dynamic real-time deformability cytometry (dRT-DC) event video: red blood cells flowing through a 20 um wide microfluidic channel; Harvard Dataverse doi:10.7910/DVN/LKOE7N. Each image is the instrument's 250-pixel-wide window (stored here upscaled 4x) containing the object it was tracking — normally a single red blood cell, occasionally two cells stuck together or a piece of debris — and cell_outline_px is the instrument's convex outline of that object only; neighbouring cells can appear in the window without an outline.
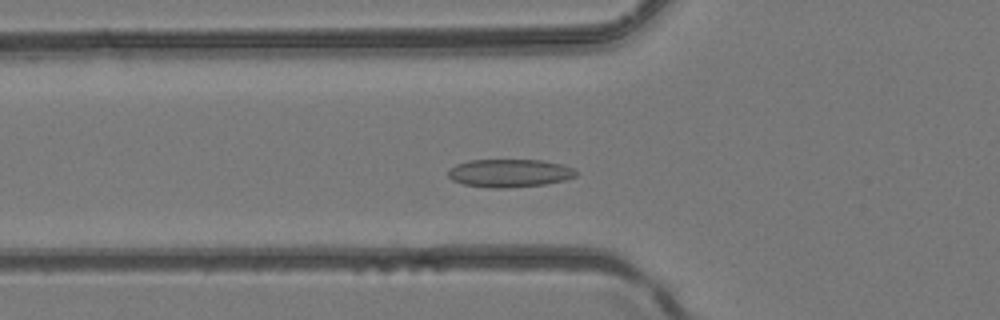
{"species": "common noctule bat (a hibernating species)", "species_latin": "Nyctalus noctula", "temperature_condition": "room temperature", "stored_images_in_passage": 32, "camera_frame_rate_fps": 3000, "um_per_image_px": 0.085, "animal": {"sex": "female", "body_mass_g": 24.6, "forearm_length_mm": 56.2}, "frame": {"image": 1, "passage_image": 8, "time_ms": 2.333, "image_size_px": [1000, 320], "cell_outline_px": [[576, 176], [564, 180], [544, 184], [504, 188], [492, 188], [464, 184], [452, 180], [448, 176], [448, 168], [456, 164], [468, 160], [540, 160], [560, 164], [572, 168], [576, 172]], "centroid_in_image_um": [43.25, 14.71], "position_along_channel_um": 82.5, "area_um2": 20.75}}
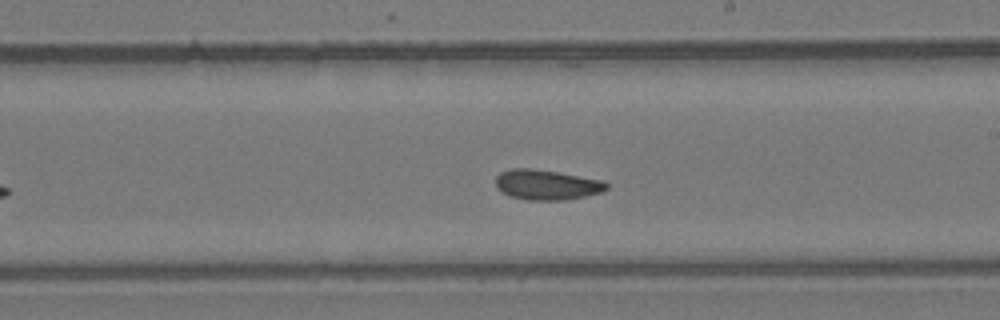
{"frame": {"image": 2, "passage_image": 18, "time_ms": 5.667, "image_size_px": [1000, 320], "cell_outline_px": [[608, 188], [600, 192], [584, 196], [564, 200], [528, 200], [508, 196], [496, 188], [496, 176], [500, 172], [512, 168], [532, 168], [604, 180], [608, 184]], "centroid_in_image_um": [46.43, 15.7], "position_along_channel_um": 242.6, "area_um2": 19.48}}
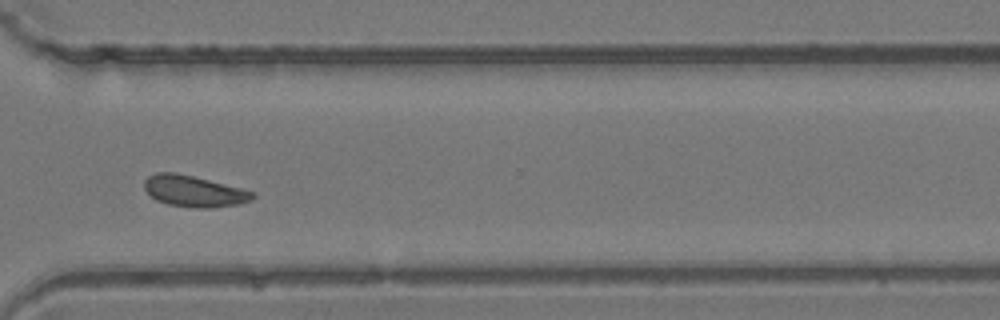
{"frame": {"image": 3, "passage_image": 25, "time_ms": 8.0, "image_size_px": [1000, 320], "cell_outline_px": [[256, 196], [252, 200], [240, 204], [208, 208], [196, 208], [168, 204], [156, 200], [144, 188], [144, 180], [148, 176], [156, 172], [176, 172], [256, 192]], "centroid_in_image_um": [16.49, 16.25], "position_along_channel_um": 354.1, "area_um2": 19.65}}